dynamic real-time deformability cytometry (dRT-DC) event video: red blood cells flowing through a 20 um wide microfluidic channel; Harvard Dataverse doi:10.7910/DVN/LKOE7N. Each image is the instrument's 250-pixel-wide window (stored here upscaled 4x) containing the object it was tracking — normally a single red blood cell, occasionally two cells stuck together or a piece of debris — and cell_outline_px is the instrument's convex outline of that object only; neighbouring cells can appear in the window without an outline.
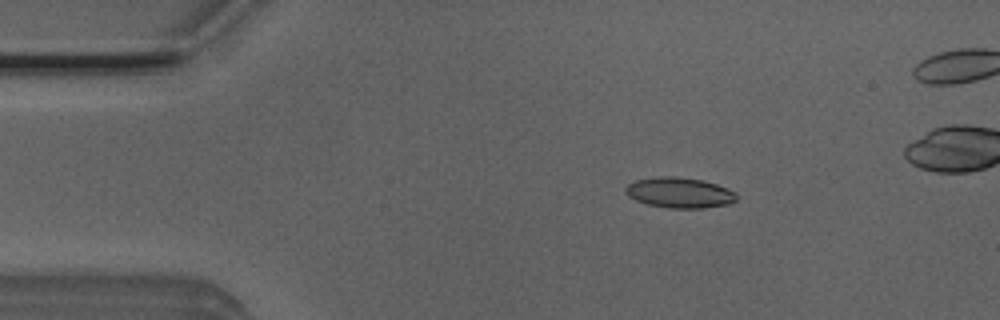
{"species": "Egyptian fruit bat (a non-hibernating species)", "species_latin": "Rousettus aegyptiacus", "temperature_condition": "room temperature", "stored_images_in_passage": 7, "camera_frame_rate_fps": 3000, "um_per_image_px": 0.085, "animal": {"sex": "male"}, "frame": {"image": 1, "passage_image": 3, "time_ms": 0.667, "image_size_px": [1000, 320], "cell_outline_px": [[736, 200], [728, 204], [704, 208], [668, 208], [648, 204], [636, 200], [628, 196], [624, 192], [624, 188], [628, 184], [636, 180], [660, 176], [676, 176], [700, 180], [716, 184], [736, 192]], "centroid_in_image_um": [57.73, 16.38], "position_along_channel_um": 27.3, "area_um2": 19.65}}